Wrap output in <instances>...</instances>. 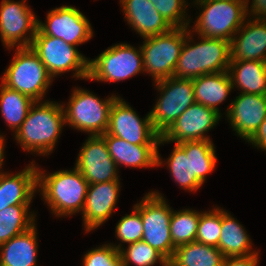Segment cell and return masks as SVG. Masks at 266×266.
<instances>
[{"instance_id": "8fae6325", "label": "cell", "mask_w": 266, "mask_h": 266, "mask_svg": "<svg viewBox=\"0 0 266 266\" xmlns=\"http://www.w3.org/2000/svg\"><path fill=\"white\" fill-rule=\"evenodd\" d=\"M154 83L160 97L150 111V117L154 130L162 136L196 101L192 79L169 77Z\"/></svg>"}, {"instance_id": "cb8c5ba5", "label": "cell", "mask_w": 266, "mask_h": 266, "mask_svg": "<svg viewBox=\"0 0 266 266\" xmlns=\"http://www.w3.org/2000/svg\"><path fill=\"white\" fill-rule=\"evenodd\" d=\"M227 72L233 89L238 87L242 93L266 95V62L230 60Z\"/></svg>"}, {"instance_id": "52a82bcc", "label": "cell", "mask_w": 266, "mask_h": 266, "mask_svg": "<svg viewBox=\"0 0 266 266\" xmlns=\"http://www.w3.org/2000/svg\"><path fill=\"white\" fill-rule=\"evenodd\" d=\"M117 97L115 94L102 100L88 90L75 87L66 108L63 104L65 123L88 132L89 136L103 135L108 128L111 106Z\"/></svg>"}, {"instance_id": "30bf717a", "label": "cell", "mask_w": 266, "mask_h": 266, "mask_svg": "<svg viewBox=\"0 0 266 266\" xmlns=\"http://www.w3.org/2000/svg\"><path fill=\"white\" fill-rule=\"evenodd\" d=\"M185 38L186 27H173L166 33L143 38V68L154 82L173 77Z\"/></svg>"}, {"instance_id": "484cf974", "label": "cell", "mask_w": 266, "mask_h": 266, "mask_svg": "<svg viewBox=\"0 0 266 266\" xmlns=\"http://www.w3.org/2000/svg\"><path fill=\"white\" fill-rule=\"evenodd\" d=\"M195 101L218 112L217 107L226 100L233 89L229 73L222 71L212 74H204L192 79Z\"/></svg>"}, {"instance_id": "60d3db41", "label": "cell", "mask_w": 266, "mask_h": 266, "mask_svg": "<svg viewBox=\"0 0 266 266\" xmlns=\"http://www.w3.org/2000/svg\"><path fill=\"white\" fill-rule=\"evenodd\" d=\"M229 1H235V2H240L245 4V8L248 9V2L249 0H229Z\"/></svg>"}, {"instance_id": "836d02e7", "label": "cell", "mask_w": 266, "mask_h": 266, "mask_svg": "<svg viewBox=\"0 0 266 266\" xmlns=\"http://www.w3.org/2000/svg\"><path fill=\"white\" fill-rule=\"evenodd\" d=\"M156 10L172 27H188L190 19H186L185 0H150Z\"/></svg>"}, {"instance_id": "603a6c76", "label": "cell", "mask_w": 266, "mask_h": 266, "mask_svg": "<svg viewBox=\"0 0 266 266\" xmlns=\"http://www.w3.org/2000/svg\"><path fill=\"white\" fill-rule=\"evenodd\" d=\"M107 144L108 152L118 165L133 168L157 167L158 145H136L124 139L118 138L108 133L101 135Z\"/></svg>"}, {"instance_id": "e0dca14e", "label": "cell", "mask_w": 266, "mask_h": 266, "mask_svg": "<svg viewBox=\"0 0 266 266\" xmlns=\"http://www.w3.org/2000/svg\"><path fill=\"white\" fill-rule=\"evenodd\" d=\"M75 167L89 184L119 180L117 165L101 135L88 136L79 151Z\"/></svg>"}, {"instance_id": "7c38bea8", "label": "cell", "mask_w": 266, "mask_h": 266, "mask_svg": "<svg viewBox=\"0 0 266 266\" xmlns=\"http://www.w3.org/2000/svg\"><path fill=\"white\" fill-rule=\"evenodd\" d=\"M144 72L143 54L127 43L115 44L89 60L88 80L118 82Z\"/></svg>"}, {"instance_id": "5b68a950", "label": "cell", "mask_w": 266, "mask_h": 266, "mask_svg": "<svg viewBox=\"0 0 266 266\" xmlns=\"http://www.w3.org/2000/svg\"><path fill=\"white\" fill-rule=\"evenodd\" d=\"M3 74V85L41 102L53 81L45 65L30 47L16 48L15 55Z\"/></svg>"}, {"instance_id": "d6986e66", "label": "cell", "mask_w": 266, "mask_h": 266, "mask_svg": "<svg viewBox=\"0 0 266 266\" xmlns=\"http://www.w3.org/2000/svg\"><path fill=\"white\" fill-rule=\"evenodd\" d=\"M120 180L89 184L82 211L86 232L96 229L111 217L120 191Z\"/></svg>"}, {"instance_id": "5bb4252c", "label": "cell", "mask_w": 266, "mask_h": 266, "mask_svg": "<svg viewBox=\"0 0 266 266\" xmlns=\"http://www.w3.org/2000/svg\"><path fill=\"white\" fill-rule=\"evenodd\" d=\"M37 25L38 18L25 0H2L0 3V37L5 48L30 47Z\"/></svg>"}, {"instance_id": "f546056e", "label": "cell", "mask_w": 266, "mask_h": 266, "mask_svg": "<svg viewBox=\"0 0 266 266\" xmlns=\"http://www.w3.org/2000/svg\"><path fill=\"white\" fill-rule=\"evenodd\" d=\"M30 205L9 206L0 211V245L35 226V213Z\"/></svg>"}, {"instance_id": "ffe728a7", "label": "cell", "mask_w": 266, "mask_h": 266, "mask_svg": "<svg viewBox=\"0 0 266 266\" xmlns=\"http://www.w3.org/2000/svg\"><path fill=\"white\" fill-rule=\"evenodd\" d=\"M230 60L266 62V20L250 17L244 21L230 41Z\"/></svg>"}, {"instance_id": "9c48e42d", "label": "cell", "mask_w": 266, "mask_h": 266, "mask_svg": "<svg viewBox=\"0 0 266 266\" xmlns=\"http://www.w3.org/2000/svg\"><path fill=\"white\" fill-rule=\"evenodd\" d=\"M133 207L141 214L144 227L142 240L169 261L175 250L170 234L173 209L167 204L164 196L155 191L145 194Z\"/></svg>"}, {"instance_id": "9a60e30c", "label": "cell", "mask_w": 266, "mask_h": 266, "mask_svg": "<svg viewBox=\"0 0 266 266\" xmlns=\"http://www.w3.org/2000/svg\"><path fill=\"white\" fill-rule=\"evenodd\" d=\"M37 28L47 36L62 39L78 46L92 39L93 31L89 20L73 6H61L47 13L46 23L38 19Z\"/></svg>"}, {"instance_id": "ab89813d", "label": "cell", "mask_w": 266, "mask_h": 266, "mask_svg": "<svg viewBox=\"0 0 266 266\" xmlns=\"http://www.w3.org/2000/svg\"><path fill=\"white\" fill-rule=\"evenodd\" d=\"M5 137L0 134V174L3 173L1 172V167H3V162H4V143H5Z\"/></svg>"}, {"instance_id": "d590c367", "label": "cell", "mask_w": 266, "mask_h": 266, "mask_svg": "<svg viewBox=\"0 0 266 266\" xmlns=\"http://www.w3.org/2000/svg\"><path fill=\"white\" fill-rule=\"evenodd\" d=\"M82 262L83 266H124L120 252L109 243L87 251Z\"/></svg>"}, {"instance_id": "8992f818", "label": "cell", "mask_w": 266, "mask_h": 266, "mask_svg": "<svg viewBox=\"0 0 266 266\" xmlns=\"http://www.w3.org/2000/svg\"><path fill=\"white\" fill-rule=\"evenodd\" d=\"M202 9L194 22L193 31L207 38H221L231 41L246 18L244 3L229 0H194ZM203 6V7H202Z\"/></svg>"}, {"instance_id": "d4e9b609", "label": "cell", "mask_w": 266, "mask_h": 266, "mask_svg": "<svg viewBox=\"0 0 266 266\" xmlns=\"http://www.w3.org/2000/svg\"><path fill=\"white\" fill-rule=\"evenodd\" d=\"M37 241V229L33 226L1 244L0 266H36Z\"/></svg>"}, {"instance_id": "f1b7e54d", "label": "cell", "mask_w": 266, "mask_h": 266, "mask_svg": "<svg viewBox=\"0 0 266 266\" xmlns=\"http://www.w3.org/2000/svg\"><path fill=\"white\" fill-rule=\"evenodd\" d=\"M0 87L1 115L8 127L16 133L35 101L25 94L6 87L2 83H0Z\"/></svg>"}, {"instance_id": "d6a6232c", "label": "cell", "mask_w": 266, "mask_h": 266, "mask_svg": "<svg viewBox=\"0 0 266 266\" xmlns=\"http://www.w3.org/2000/svg\"><path fill=\"white\" fill-rule=\"evenodd\" d=\"M221 225L222 209L217 207L209 211L200 212L195 241L219 249Z\"/></svg>"}, {"instance_id": "4dcf8cb0", "label": "cell", "mask_w": 266, "mask_h": 266, "mask_svg": "<svg viewBox=\"0 0 266 266\" xmlns=\"http://www.w3.org/2000/svg\"><path fill=\"white\" fill-rule=\"evenodd\" d=\"M199 219L200 212L196 210L172 211L170 234L175 248L195 241Z\"/></svg>"}, {"instance_id": "7a4b0ae2", "label": "cell", "mask_w": 266, "mask_h": 266, "mask_svg": "<svg viewBox=\"0 0 266 266\" xmlns=\"http://www.w3.org/2000/svg\"><path fill=\"white\" fill-rule=\"evenodd\" d=\"M174 145L167 161H162L157 149V166L167 162L172 179L182 189L196 191L216 167L215 146L212 140L184 141Z\"/></svg>"}, {"instance_id": "83f0119b", "label": "cell", "mask_w": 266, "mask_h": 266, "mask_svg": "<svg viewBox=\"0 0 266 266\" xmlns=\"http://www.w3.org/2000/svg\"><path fill=\"white\" fill-rule=\"evenodd\" d=\"M224 258L217 247L194 241L175 248L168 266H222Z\"/></svg>"}, {"instance_id": "8d00e7d4", "label": "cell", "mask_w": 266, "mask_h": 266, "mask_svg": "<svg viewBox=\"0 0 266 266\" xmlns=\"http://www.w3.org/2000/svg\"><path fill=\"white\" fill-rule=\"evenodd\" d=\"M259 252L247 256L226 257L222 266H258Z\"/></svg>"}, {"instance_id": "7402d4cb", "label": "cell", "mask_w": 266, "mask_h": 266, "mask_svg": "<svg viewBox=\"0 0 266 266\" xmlns=\"http://www.w3.org/2000/svg\"><path fill=\"white\" fill-rule=\"evenodd\" d=\"M120 4L127 23L142 38L163 34L173 28L150 0H120Z\"/></svg>"}, {"instance_id": "74e56055", "label": "cell", "mask_w": 266, "mask_h": 266, "mask_svg": "<svg viewBox=\"0 0 266 266\" xmlns=\"http://www.w3.org/2000/svg\"><path fill=\"white\" fill-rule=\"evenodd\" d=\"M249 9H246V17L252 15L253 19L266 20V0H252ZM250 10V11H249ZM248 11L250 13H248Z\"/></svg>"}, {"instance_id": "f35d334b", "label": "cell", "mask_w": 266, "mask_h": 266, "mask_svg": "<svg viewBox=\"0 0 266 266\" xmlns=\"http://www.w3.org/2000/svg\"><path fill=\"white\" fill-rule=\"evenodd\" d=\"M247 142L252 143L254 147H258L266 151V118L260 124V127L255 134Z\"/></svg>"}, {"instance_id": "277c9868", "label": "cell", "mask_w": 266, "mask_h": 266, "mask_svg": "<svg viewBox=\"0 0 266 266\" xmlns=\"http://www.w3.org/2000/svg\"><path fill=\"white\" fill-rule=\"evenodd\" d=\"M88 185L76 167L50 174L37 168V189L41 191L42 198L56 217L82 212Z\"/></svg>"}, {"instance_id": "ac0fdd59", "label": "cell", "mask_w": 266, "mask_h": 266, "mask_svg": "<svg viewBox=\"0 0 266 266\" xmlns=\"http://www.w3.org/2000/svg\"><path fill=\"white\" fill-rule=\"evenodd\" d=\"M231 128L248 141L266 118V95L240 92L226 112Z\"/></svg>"}, {"instance_id": "2e32d148", "label": "cell", "mask_w": 266, "mask_h": 266, "mask_svg": "<svg viewBox=\"0 0 266 266\" xmlns=\"http://www.w3.org/2000/svg\"><path fill=\"white\" fill-rule=\"evenodd\" d=\"M221 115L207 106L195 102L190 105L174 122V124L159 138L160 144L184 141L211 140L206 136L219 122Z\"/></svg>"}, {"instance_id": "e575fe53", "label": "cell", "mask_w": 266, "mask_h": 266, "mask_svg": "<svg viewBox=\"0 0 266 266\" xmlns=\"http://www.w3.org/2000/svg\"><path fill=\"white\" fill-rule=\"evenodd\" d=\"M132 210V213L123 216L115 227V237L121 243L131 244L142 240L144 227L141 214L135 208Z\"/></svg>"}, {"instance_id": "ba28073f", "label": "cell", "mask_w": 266, "mask_h": 266, "mask_svg": "<svg viewBox=\"0 0 266 266\" xmlns=\"http://www.w3.org/2000/svg\"><path fill=\"white\" fill-rule=\"evenodd\" d=\"M76 47L62 39L44 35L38 28L30 45L52 78L66 71H75L73 77L88 80L90 59Z\"/></svg>"}, {"instance_id": "44dd1931", "label": "cell", "mask_w": 266, "mask_h": 266, "mask_svg": "<svg viewBox=\"0 0 266 266\" xmlns=\"http://www.w3.org/2000/svg\"><path fill=\"white\" fill-rule=\"evenodd\" d=\"M21 172L0 174V211L14 205H30L37 190V166L30 162Z\"/></svg>"}, {"instance_id": "4fadbf2b", "label": "cell", "mask_w": 266, "mask_h": 266, "mask_svg": "<svg viewBox=\"0 0 266 266\" xmlns=\"http://www.w3.org/2000/svg\"><path fill=\"white\" fill-rule=\"evenodd\" d=\"M106 133L136 145H158L160 138L153 128L150 112L141 119L120 97L111 106Z\"/></svg>"}, {"instance_id": "4316f807", "label": "cell", "mask_w": 266, "mask_h": 266, "mask_svg": "<svg viewBox=\"0 0 266 266\" xmlns=\"http://www.w3.org/2000/svg\"><path fill=\"white\" fill-rule=\"evenodd\" d=\"M245 228L228 211L222 209V225L219 238V250L224 257L247 256L252 251V243Z\"/></svg>"}, {"instance_id": "3957f363", "label": "cell", "mask_w": 266, "mask_h": 266, "mask_svg": "<svg viewBox=\"0 0 266 266\" xmlns=\"http://www.w3.org/2000/svg\"><path fill=\"white\" fill-rule=\"evenodd\" d=\"M189 28L190 26L186 27V38L173 77L194 79L204 74L227 71L230 64V42L221 38L198 36L201 41L193 44L192 30Z\"/></svg>"}, {"instance_id": "1f68e13d", "label": "cell", "mask_w": 266, "mask_h": 266, "mask_svg": "<svg viewBox=\"0 0 266 266\" xmlns=\"http://www.w3.org/2000/svg\"><path fill=\"white\" fill-rule=\"evenodd\" d=\"M113 246L120 252L124 266H130V263L136 266H154L158 262L161 266H168V260L143 240L128 244L127 249L121 244Z\"/></svg>"}, {"instance_id": "6da1fadb", "label": "cell", "mask_w": 266, "mask_h": 266, "mask_svg": "<svg viewBox=\"0 0 266 266\" xmlns=\"http://www.w3.org/2000/svg\"><path fill=\"white\" fill-rule=\"evenodd\" d=\"M35 101L14 138L24 151L38 155L52 153L65 123L63 104Z\"/></svg>"}]
</instances>
